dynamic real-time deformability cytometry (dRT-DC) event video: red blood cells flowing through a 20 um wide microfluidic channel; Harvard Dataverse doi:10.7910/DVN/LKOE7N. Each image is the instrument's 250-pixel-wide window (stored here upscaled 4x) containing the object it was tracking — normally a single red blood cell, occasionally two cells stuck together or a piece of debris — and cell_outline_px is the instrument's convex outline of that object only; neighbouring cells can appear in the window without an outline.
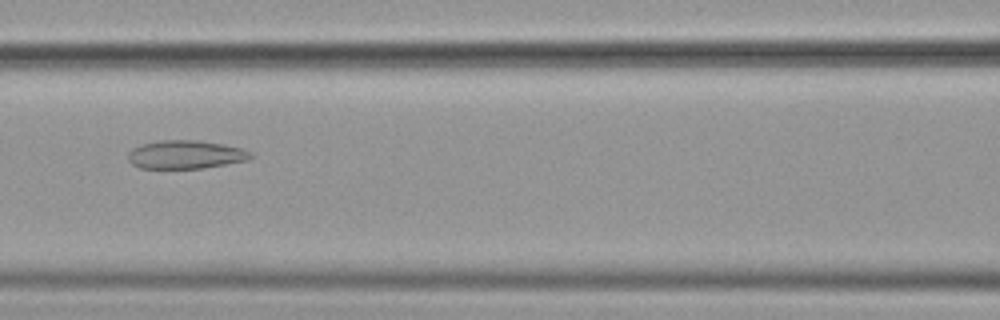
{"species": "common noctule bat (a hibernating species)", "species_latin": "Nyctalus noctula", "temperature_condition": "cold", "stored_images_in_passage": 41, "camera_frame_rate_fps": 3000, "um_per_image_px": 0.085, "animal": {"sex": "female", "body_mass_g": 19.9}, "frame": {"image": 1, "passage_image": 17, "time_ms": 5.333, "image_size_px": [1000, 320], "cell_outline_px": [[256, 156], [248, 160], [200, 168], [140, 168], [132, 164], [128, 160], [128, 152], [132, 148], [140, 144], [160, 140], [200, 140], [224, 144], [240, 148], [252, 152]], "centroid_in_image_um": [15.77, 13.12], "position_along_channel_um": 150.8, "area_um2": 20.4}}
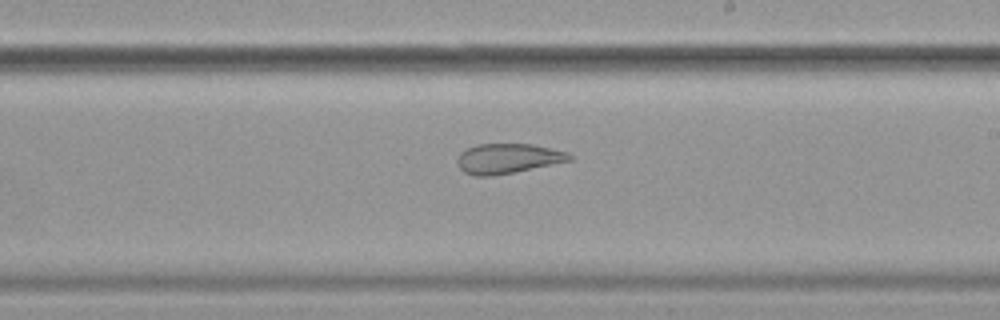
{"frame": {"image": 2, "passage_image": 25, "time_ms": 8.0, "image_size_px": [1000, 320], "cell_outline_px": [[572, 160], [492, 176], [472, 176], [464, 172], [456, 164], [456, 160], [460, 152], [476, 144], [532, 144], [568, 152], [572, 156]], "centroid_in_image_um": [43.11, 13.47], "position_along_channel_um": 245.9, "area_um2": 19.48}}
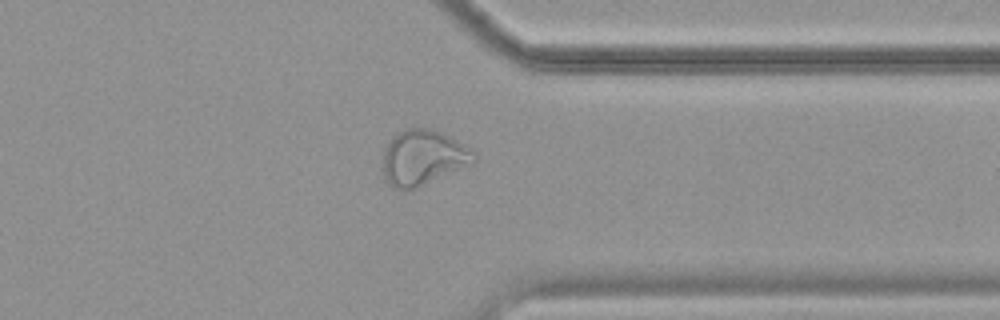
{"frame": {"image": 3, "passage_image": 36, "time_ms": 11.667, "image_size_px": [1000, 320], "cell_outline_px": [[476, 160], [472, 164], [416, 188], [404, 192], [392, 188], [384, 180], [384, 152], [392, 136], [404, 128], [432, 128], [472, 148], [476, 152]], "centroid_in_image_um": [35.96, 13.41], "position_along_channel_um": 375.4, "area_um2": 29.59}}